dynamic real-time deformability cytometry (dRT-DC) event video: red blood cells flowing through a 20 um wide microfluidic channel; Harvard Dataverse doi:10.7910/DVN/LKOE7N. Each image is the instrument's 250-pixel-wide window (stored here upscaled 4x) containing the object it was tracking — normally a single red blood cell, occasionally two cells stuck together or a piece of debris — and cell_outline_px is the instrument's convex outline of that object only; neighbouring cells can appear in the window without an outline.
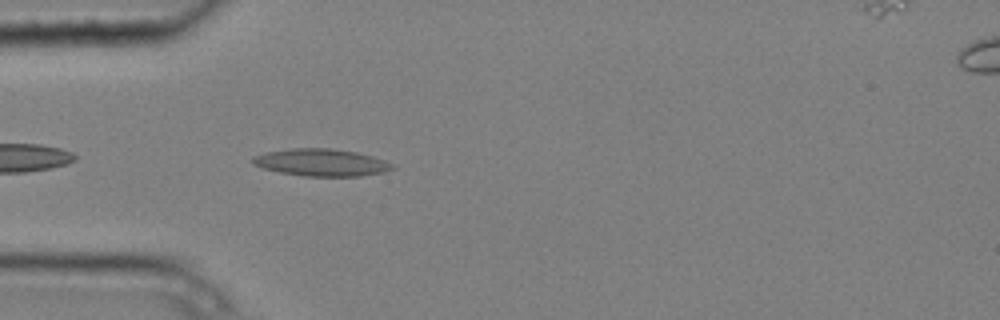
{"species": "common noctule bat (a hibernating species)", "species_latin": "Nyctalus noctula", "temperature_condition": "cold", "stored_images_in_passage": 3, "camera_frame_rate_fps": 3000, "um_per_image_px": 0.085, "animal": {"sex": "male", "body_mass_g": 20.4}, "frame": {"image": 1, "passage_image": 3, "time_ms": 0.667, "image_size_px": [1000, 320], "cell_outline_px": [[396, 168], [384, 172], [360, 176], [304, 176], [280, 172], [260, 168], [252, 164], [252, 156], [268, 152], [292, 148], [332, 148], [356, 152], [372, 156], [384, 160], [392, 164]], "centroid_in_image_um": [27.3, 13.81], "position_along_channel_um": 57.7, "area_um2": 22.2}}